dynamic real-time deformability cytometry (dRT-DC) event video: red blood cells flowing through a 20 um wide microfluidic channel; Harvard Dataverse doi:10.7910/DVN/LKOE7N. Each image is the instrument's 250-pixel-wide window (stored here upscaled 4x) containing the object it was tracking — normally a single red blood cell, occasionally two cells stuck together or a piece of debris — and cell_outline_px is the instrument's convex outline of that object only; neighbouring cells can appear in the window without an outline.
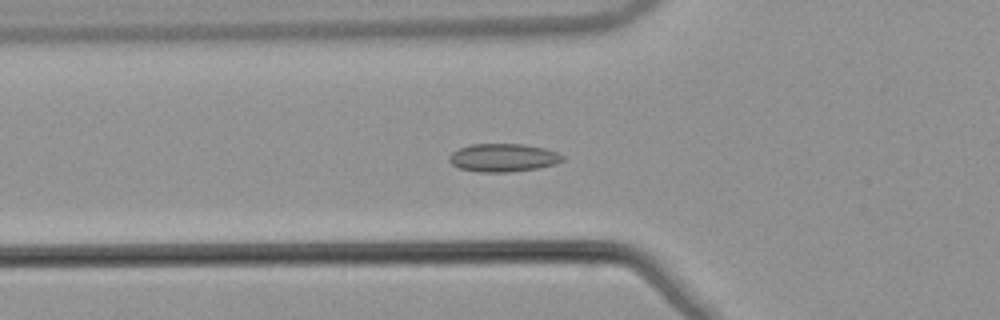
{"species": "common noctule bat (a hibernating species)", "species_latin": "Nyctalus noctula", "temperature_condition": "warm", "stored_images_in_passage": 38, "camera_frame_rate_fps": 3000, "um_per_image_px": 0.085, "animal": {"sex": "male", "body_mass_g": 21.5, "forearm_length_mm": 52.0}, "frame": {"image": 1, "passage_image": 4, "time_ms": 1.0, "image_size_px": [1000, 320], "cell_outline_px": [[564, 160], [556, 164], [540, 168], [508, 172], [476, 172], [460, 168], [452, 164], [448, 160], [448, 156], [452, 152], [460, 148], [472, 144], [524, 144], [544, 148], [556, 152], [564, 156]], "centroid_in_image_um": [42.78, 13.41], "position_along_channel_um": 83.0, "area_um2": 18.67}}
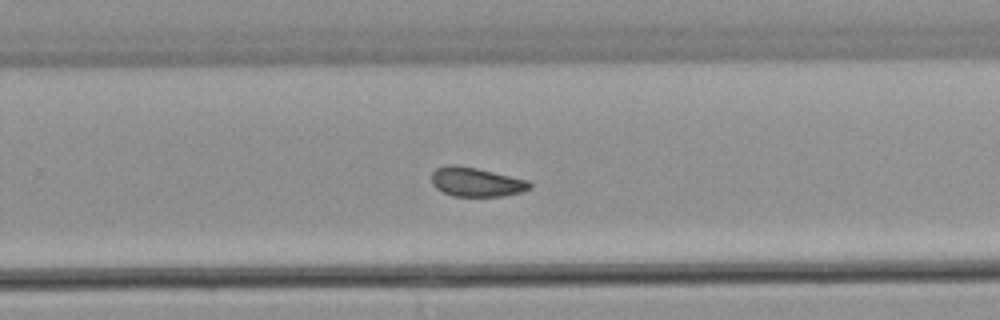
{"frame": {"image": 2, "passage_image": 20, "time_ms": 6.333, "image_size_px": [1000, 320], "cell_outline_px": [[532, 188], [520, 192], [500, 196], [452, 196], [436, 188], [432, 184], [432, 172], [436, 168], [448, 164], [456, 164], [476, 168], [528, 180], [532, 184]], "centroid_in_image_um": [40.46, 15.46], "position_along_channel_um": 289.3, "area_um2": 16.65}}
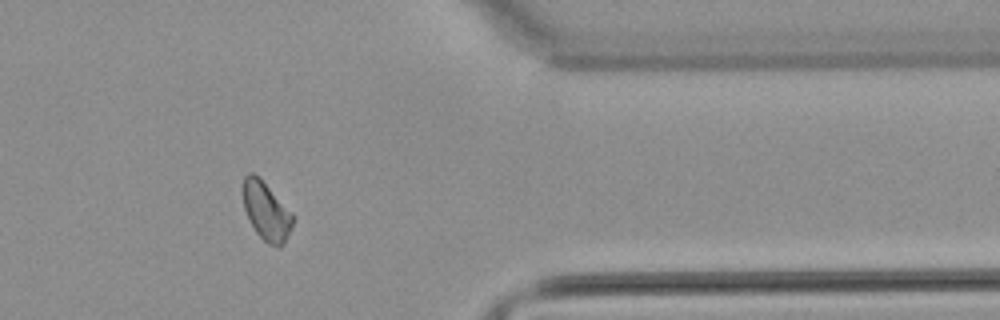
{"frame": {"image": 3, "passage_image": 29, "time_ms": 9.333, "image_size_px": [1000, 320], "cell_outline_px": [[292, 224], [284, 244], [280, 248], [268, 244], [256, 232], [248, 220], [244, 208], [244, 176], [248, 172], [252, 172], [260, 176], [292, 212]], "centroid_in_image_um": [22.63, 17.93], "position_along_channel_um": 388.8, "area_um2": 16.94}, "authors_computed_cell_mechanics": {"area_um2": 16.9065, "velocity_mm_per_s": 3.8691, "shape_relaxation_time_tau1_ms": null, "shape_relaxation_time_tau2_ms": 1.7663, "deformation_change_tau1": null, "deformation_change_tau2": 0.063}}